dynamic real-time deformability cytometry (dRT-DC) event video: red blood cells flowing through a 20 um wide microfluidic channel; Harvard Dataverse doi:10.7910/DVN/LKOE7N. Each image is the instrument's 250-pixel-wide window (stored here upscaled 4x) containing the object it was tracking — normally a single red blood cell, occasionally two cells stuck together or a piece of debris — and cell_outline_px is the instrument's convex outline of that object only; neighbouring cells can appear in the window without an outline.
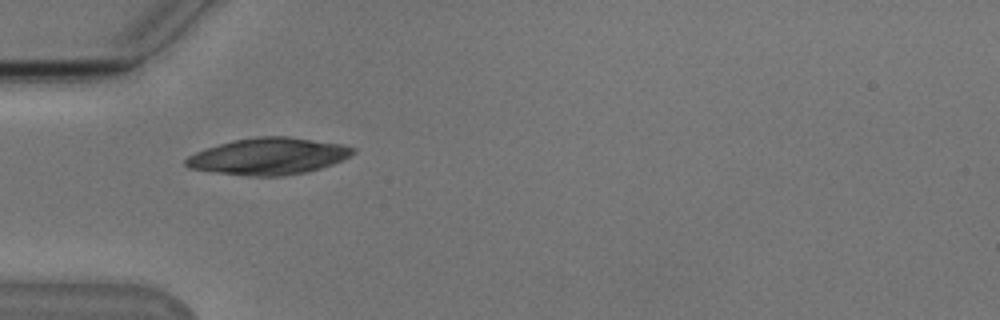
{"species": "Egyptian fruit bat (a non-hibernating species)", "species_latin": "Rousettus aegyptiacus", "temperature_condition": "cold", "stored_images_in_passage": 38, "camera_frame_rate_fps": 3000, "um_per_image_px": 0.085, "animal": {"sex": "male"}, "frame": {"image": 1, "passage_image": 2, "time_ms": 0.333, "image_size_px": [1000, 320], "cell_outline_px": [[356, 152], [332, 164], [320, 168], [304, 172], [280, 176], [252, 176], [216, 172], [188, 168], [184, 164], [184, 160], [188, 156], [196, 152], [232, 140], [260, 136], [288, 136], [340, 144], [356, 148]], "centroid_in_image_um": [22.8, 13.28], "position_along_channel_um": 62.2, "area_um2": 35.32}}
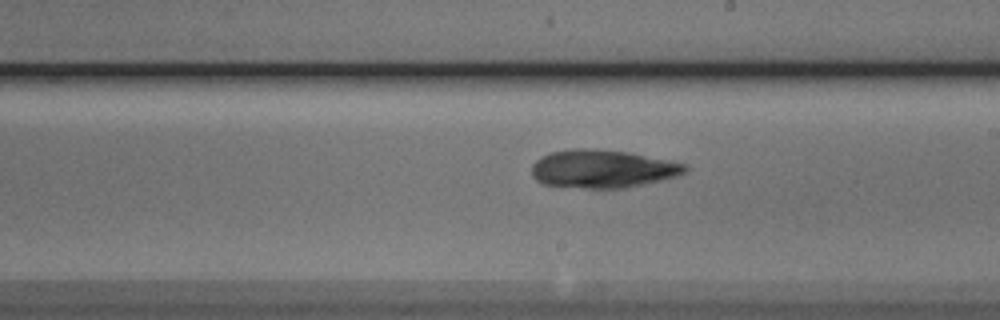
{"frame": {"image": 2, "passage_image": 16, "time_ms": 5.0, "image_size_px": [1000, 320], "cell_outline_px": [[688, 172], [680, 176], [644, 184], [624, 188], [584, 188], [544, 184], [536, 180], [532, 176], [532, 164], [540, 156], [552, 152], [572, 148], [596, 148], [628, 152], [688, 164]], "centroid_in_image_um": [51.25, 14.34], "position_along_channel_um": 237.8, "area_um2": 34.39}}
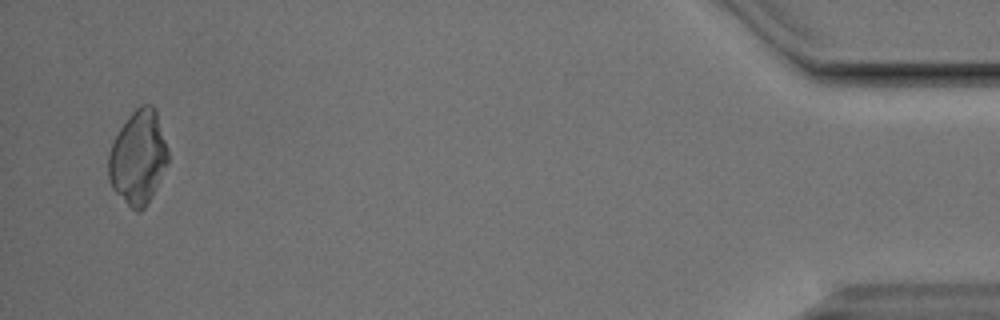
{"frame": {"image": 3, "passage_image": 37, "time_ms": 12.0, "image_size_px": [1000, 320], "cell_outline_px": [[168, 164], [148, 204], [140, 212], [136, 212], [112, 188], [108, 180], [108, 156], [112, 144], [120, 128], [128, 116], [140, 104], [152, 104], [156, 108], [168, 148]], "centroid_in_image_um": [11.76, 13.37], "position_along_channel_um": 423.4, "area_um2": 32.77}}